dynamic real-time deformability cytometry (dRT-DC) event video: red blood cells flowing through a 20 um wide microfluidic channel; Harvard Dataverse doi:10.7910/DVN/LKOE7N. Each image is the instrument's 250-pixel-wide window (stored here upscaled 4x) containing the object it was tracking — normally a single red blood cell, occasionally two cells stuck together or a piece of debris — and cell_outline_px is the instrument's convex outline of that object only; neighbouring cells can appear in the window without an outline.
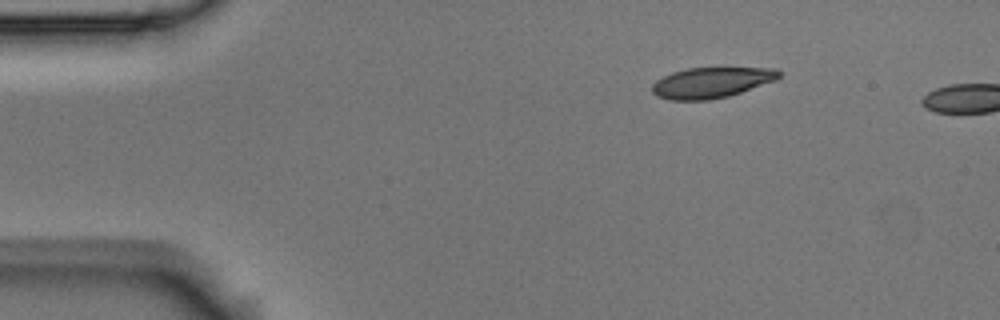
{"species": "Egyptian fruit bat (a non-hibernating species)", "species_latin": "Rousettus aegyptiacus", "temperature_condition": "room temperature", "stored_images_in_passage": 2, "camera_frame_rate_fps": 3000, "um_per_image_px": 0.085, "animal": {"sex": "male"}, "frame": {"image": 1, "passage_image": 1, "time_ms": 0.0, "image_size_px": [1000, 320], "cell_outline_px": [[780, 76], [776, 80], [728, 96], [708, 100], [668, 100], [656, 96], [652, 92], [652, 84], [656, 80], [672, 72], [688, 68], [776, 68], [780, 72]], "centroid_in_image_um": [60.43, 7.02], "position_along_channel_um": 24.6, "area_um2": 22.54}}